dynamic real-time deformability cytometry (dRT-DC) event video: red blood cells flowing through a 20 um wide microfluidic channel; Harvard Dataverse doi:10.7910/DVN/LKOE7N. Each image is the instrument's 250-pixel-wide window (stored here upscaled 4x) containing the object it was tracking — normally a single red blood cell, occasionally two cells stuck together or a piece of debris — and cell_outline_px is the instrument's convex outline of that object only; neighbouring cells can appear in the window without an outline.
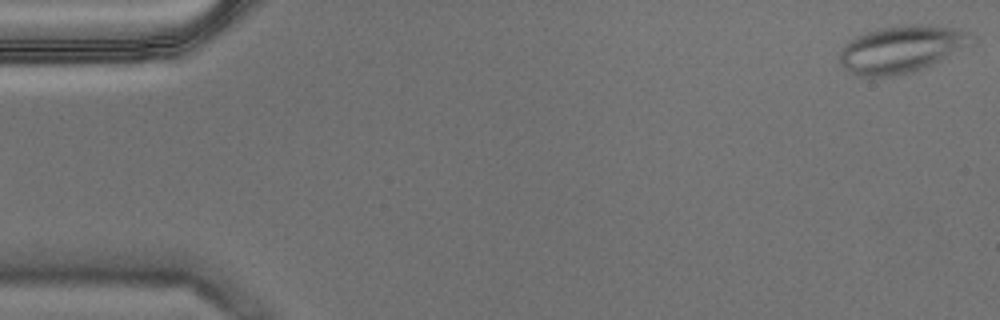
{"species": "Egyptian fruit bat (a non-hibernating species)", "species_latin": "Rousettus aegyptiacus", "temperature_condition": "warm", "stored_images_in_passage": 54, "camera_frame_rate_fps": 3000, "um_per_image_px": 0.085, "animal": {"sex": "male"}, "frame": {"image": 1, "passage_image": 1, "time_ms": 0.0, "image_size_px": [1000, 320], "cell_outline_px": [[976, 36], [972, 44], [932, 64], [908, 72], [892, 76], [872, 80], [856, 76], [848, 72], [840, 64], [840, 48], [848, 40], [864, 32], [880, 28], [908, 24], [916, 24], [952, 28], [968, 32]], "centroid_in_image_um": [76.54, 4.2], "position_along_channel_um": 8.5, "area_um2": 36.59}}
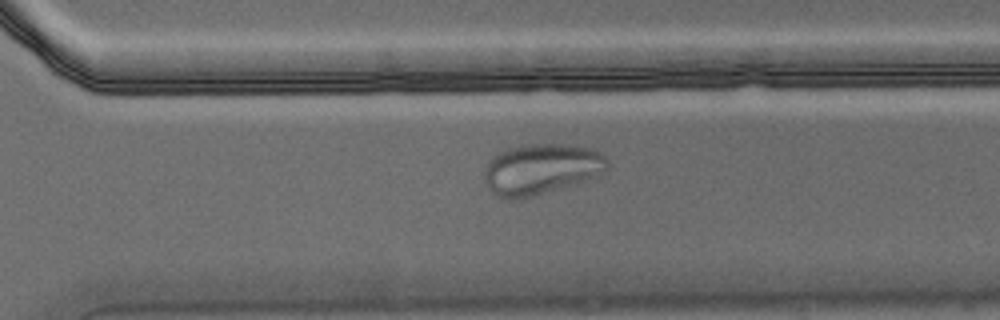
{"frame": {"image": 2, "passage_image": 40, "time_ms": 13.0, "image_size_px": [1000, 320], "cell_outline_px": [[608, 168], [584, 180], [532, 196], [512, 200], [496, 196], [488, 188], [484, 180], [484, 168], [492, 156], [508, 148], [524, 144], [568, 144], [592, 148], [604, 156], [608, 160]], "centroid_in_image_um": [45.93, 14.35], "position_along_channel_um": 324.7, "area_um2": 36.07}}
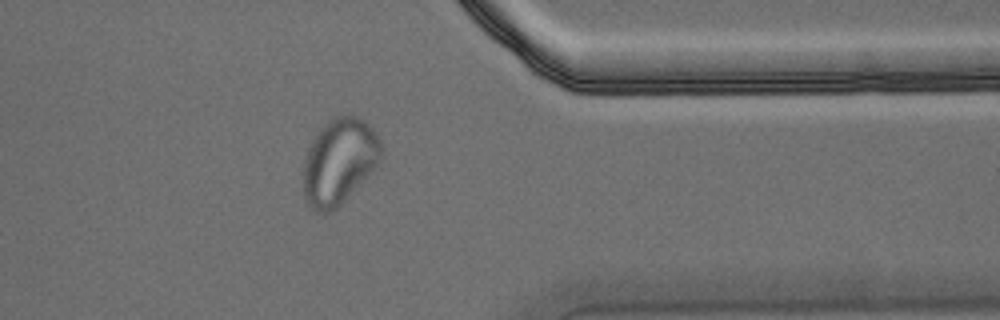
{"frame": {"image": 3, "passage_image": 46, "time_ms": 15.0, "image_size_px": [1000, 320], "cell_outline_px": [[384, 152], [376, 164], [344, 200], [332, 212], [324, 216], [308, 208], [304, 196], [304, 160], [308, 148], [312, 140], [320, 128], [328, 120], [336, 116], [360, 116], [376, 132], [380, 140]], "centroid_in_image_um": [28.8, 13.73], "position_along_channel_um": 382.6, "area_um2": 38.84}}